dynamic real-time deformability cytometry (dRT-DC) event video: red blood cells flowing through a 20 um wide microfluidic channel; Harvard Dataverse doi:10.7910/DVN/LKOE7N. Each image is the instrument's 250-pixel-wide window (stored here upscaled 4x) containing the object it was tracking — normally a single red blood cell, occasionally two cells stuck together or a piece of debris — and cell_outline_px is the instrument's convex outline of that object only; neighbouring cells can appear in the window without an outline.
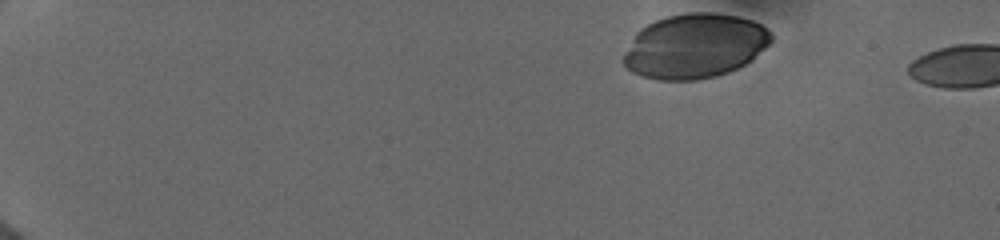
{"species": "human", "species_latin": "Homo sapiens", "temperature_condition": "cold", "stored_images_in_passage": 48, "camera_frame_rate_fps": 3000, "um_per_image_px": 0.085, "donor": {"sex": "female"}, "frame": {"image": 1, "passage_image": 1, "time_ms": 0.0, "image_size_px": [1000, 240], "cell_outline_px": [[772, 40], [752, 60], [728, 72], [716, 76], [696, 80], [656, 80], [640, 76], [632, 72], [620, 60], [624, 52], [636, 32], [640, 28], [656, 20], [668, 16], [688, 12], [712, 12], [736, 16], [752, 20], [760, 24], [772, 36]], "centroid_in_image_um": [59.01, 3.92], "position_along_channel_um": 26.0, "area_um2": 55.55}}